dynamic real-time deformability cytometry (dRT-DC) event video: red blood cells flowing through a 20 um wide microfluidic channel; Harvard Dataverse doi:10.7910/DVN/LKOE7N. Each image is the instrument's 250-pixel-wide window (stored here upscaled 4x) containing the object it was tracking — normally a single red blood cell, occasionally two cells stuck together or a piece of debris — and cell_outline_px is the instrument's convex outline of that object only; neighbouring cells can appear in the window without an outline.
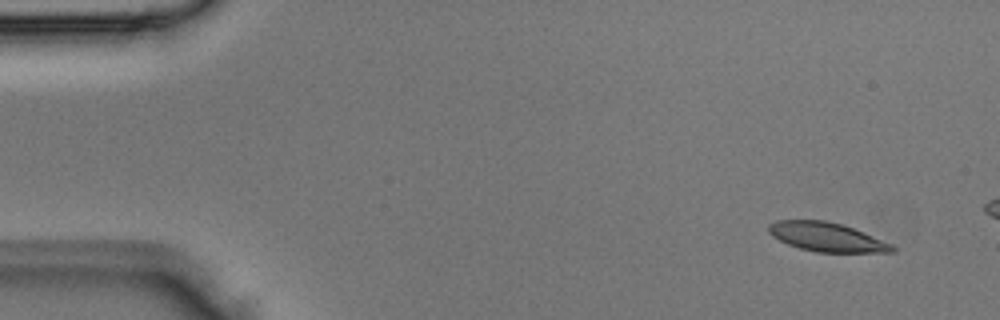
{"species": "Egyptian fruit bat (a non-hibernating species)", "species_latin": "Rousettus aegyptiacus", "temperature_condition": "room temperature", "stored_images_in_passage": 3, "camera_frame_rate_fps": 3000, "um_per_image_px": 0.085, "animal": {"sex": "male"}, "frame": {"image": 1, "passage_image": 1, "time_ms": 0.0, "image_size_px": [1000, 320], "cell_outline_px": [[896, 252], [816, 252], [800, 248], [788, 244], [772, 236], [768, 232], [768, 224], [776, 220], [824, 220], [840, 224], [864, 232], [892, 244], [896, 248]], "centroid_in_image_um": [70.26, 20.14], "position_along_channel_um": 14.7, "area_um2": 20.81}}